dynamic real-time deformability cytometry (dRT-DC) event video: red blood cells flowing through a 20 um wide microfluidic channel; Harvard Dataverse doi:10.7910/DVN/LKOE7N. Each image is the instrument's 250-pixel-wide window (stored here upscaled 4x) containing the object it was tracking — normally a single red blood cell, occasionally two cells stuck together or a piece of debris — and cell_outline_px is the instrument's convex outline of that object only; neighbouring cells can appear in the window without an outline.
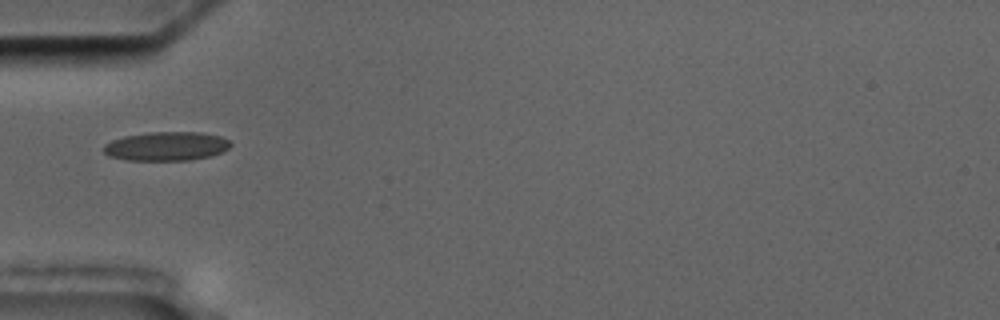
{"species": "common noctule bat (a hibernating species)", "species_latin": "Nyctalus noctula", "temperature_condition": "cold", "stored_images_in_passage": 9, "camera_frame_rate_fps": 3000, "um_per_image_px": 0.085, "animal": {"sex": "male", "body_mass_g": 17.5, "forearm_length_mm": 52.3}, "frame": {"image": 1, "passage_image": 1, "time_ms": 0.0, "image_size_px": [1000, 320], "cell_outline_px": [[232, 144], [228, 148], [212, 156], [192, 160], [128, 160], [108, 156], [104, 152], [104, 144], [112, 140], [124, 136], [148, 132], [200, 132], [220, 136], [228, 140]], "centroid_in_image_um": [14.14, 12.43], "position_along_channel_um": 70.9, "area_um2": 21.44}}
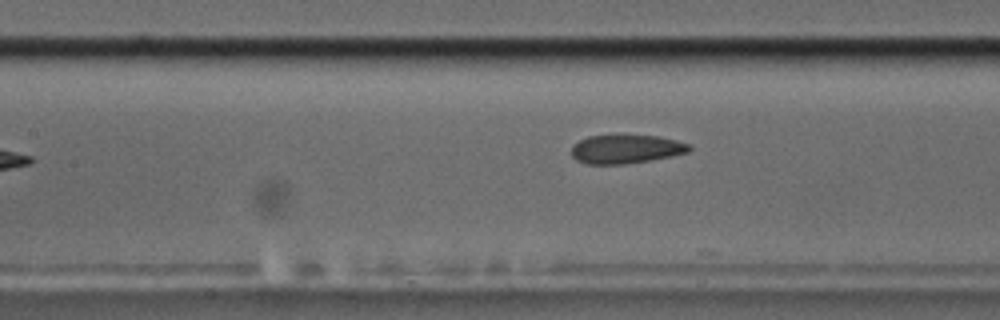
{"frame": {"image": 2, "passage_image": 8, "time_ms": 2.333, "image_size_px": [1000, 320], "cell_outline_px": [[692, 148], [688, 152], [672, 156], [624, 164], [588, 164], [576, 160], [572, 156], [572, 144], [588, 136], [616, 132], [660, 136], [692, 144]], "centroid_in_image_um": [53.2, 12.61], "position_along_channel_um": 154.2, "area_um2": 20.63}}